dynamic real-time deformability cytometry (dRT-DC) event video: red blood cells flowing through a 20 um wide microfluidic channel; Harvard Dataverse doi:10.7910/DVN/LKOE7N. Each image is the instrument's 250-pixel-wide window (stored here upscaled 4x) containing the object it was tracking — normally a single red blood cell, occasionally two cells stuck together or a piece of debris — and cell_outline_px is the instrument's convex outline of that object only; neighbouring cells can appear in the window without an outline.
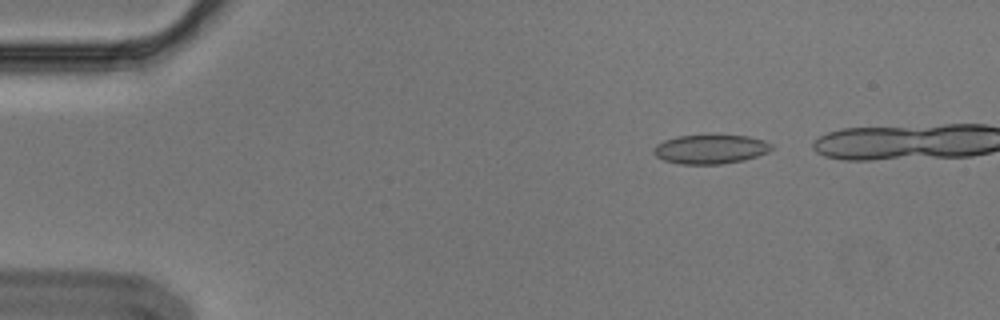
{"species": "Egyptian fruit bat (a non-hibernating species)", "species_latin": "Rousettus aegyptiacus", "temperature_condition": "cold", "stored_images_in_passage": 7, "segment_of_instrument_passage": [1, 2], "camera_frame_rate_fps": 3000, "um_per_image_px": 0.085, "animal": {"sex": "male"}, "frame": {"image": 1, "passage_image": 2, "time_ms": 0.333, "image_size_px": [1000, 320], "cell_outline_px": [[772, 148], [768, 152], [744, 160], [720, 164], [680, 164], [664, 160], [656, 156], [652, 152], [652, 148], [656, 144], [664, 140], [676, 136], [708, 132], [748, 136], [764, 140], [772, 144]], "centroid_in_image_um": [60.36, 12.63], "position_along_channel_um": 24.6, "area_um2": 20.92}}
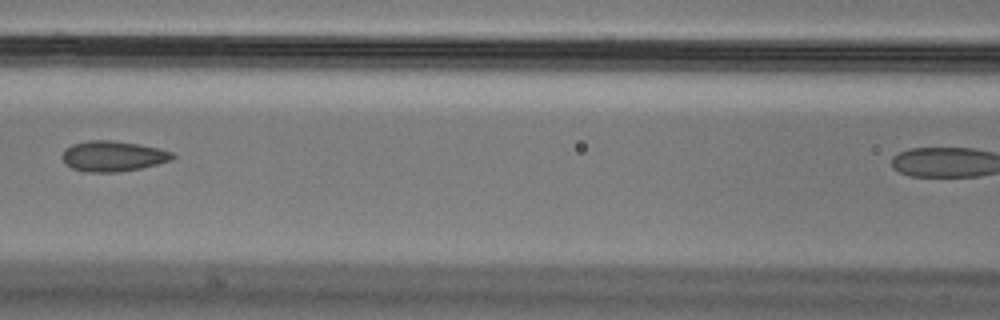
{"frame": {"image": 2, "passage_image": 6, "time_ms": 1.667, "image_size_px": [1000, 320], "cell_outline_px": [[176, 156], [172, 160], [140, 168], [120, 172], [84, 172], [72, 168], [64, 164], [60, 156], [64, 148], [72, 144], [88, 140], [112, 140], [140, 144], [160, 148], [172, 152]], "centroid_in_image_um": [9.56, 13.27], "position_along_channel_um": 157.0, "area_um2": 19.94}}